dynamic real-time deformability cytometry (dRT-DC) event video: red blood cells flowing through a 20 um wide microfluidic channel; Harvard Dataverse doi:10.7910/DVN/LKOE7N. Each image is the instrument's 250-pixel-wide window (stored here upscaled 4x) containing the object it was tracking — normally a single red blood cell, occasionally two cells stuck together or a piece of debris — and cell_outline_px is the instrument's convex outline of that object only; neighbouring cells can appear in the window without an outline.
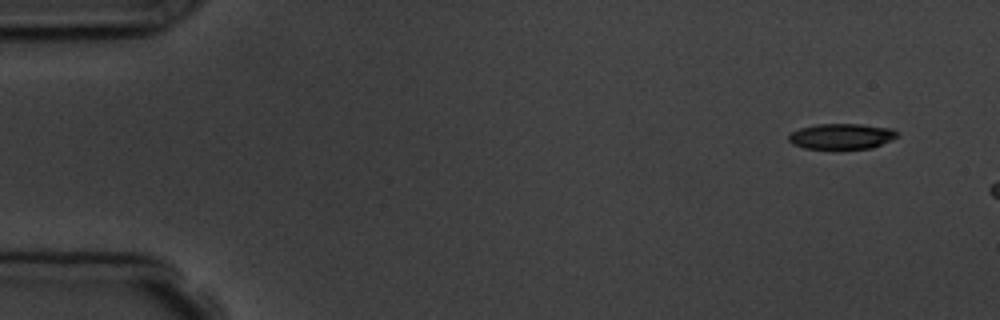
{"species": "common noctule bat (a hibernating species)", "species_latin": "Nyctalus noctula", "temperature_condition": "room temperature", "stored_images_in_passage": 3, "camera_frame_rate_fps": 3000, "um_per_image_px": 0.085, "animal": {"sex": "male", "body_mass_g": 19.5, "forearm_length_mm": 54.6}, "frame": {"image": 1, "passage_image": 1, "time_ms": 0.0, "image_size_px": [1000, 320], "cell_outline_px": [[900, 136], [872, 148], [840, 152], [836, 152], [804, 148], [792, 144], [788, 140], [788, 136], [792, 132], [800, 128], [816, 124], [860, 124], [892, 128]], "centroid_in_image_um": [71.51, 11.64], "position_along_channel_um": 13.5, "area_um2": 17.11}}